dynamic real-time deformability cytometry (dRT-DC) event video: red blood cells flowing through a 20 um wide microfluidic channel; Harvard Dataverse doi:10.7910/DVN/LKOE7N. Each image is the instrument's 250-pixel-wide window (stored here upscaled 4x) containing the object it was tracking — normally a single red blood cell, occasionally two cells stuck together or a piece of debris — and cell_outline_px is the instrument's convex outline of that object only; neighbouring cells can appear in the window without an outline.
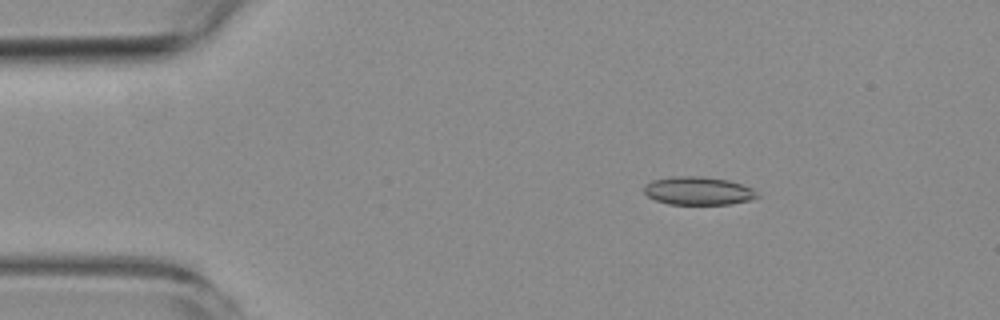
{"species": "common noctule bat (a hibernating species)", "species_latin": "Nyctalus noctula", "temperature_condition": "room temperature", "stored_images_in_passage": 2, "camera_frame_rate_fps": 3000, "um_per_image_px": 0.085, "animal": {"sex": "female", "body_mass_g": 19.3, "forearm_length_mm": 54.1}, "frame": {"image": 1, "passage_image": 1, "time_ms": 0.0, "image_size_px": [1000, 320], "cell_outline_px": [[760, 196], [748, 200], [728, 204], [668, 204], [656, 200], [648, 196], [644, 192], [644, 184], [652, 180], [672, 176], [704, 176], [728, 180], [744, 184], [752, 188]], "centroid_in_image_um": [59.33, 16.2], "position_along_channel_um": 25.7, "area_um2": 18.67}}